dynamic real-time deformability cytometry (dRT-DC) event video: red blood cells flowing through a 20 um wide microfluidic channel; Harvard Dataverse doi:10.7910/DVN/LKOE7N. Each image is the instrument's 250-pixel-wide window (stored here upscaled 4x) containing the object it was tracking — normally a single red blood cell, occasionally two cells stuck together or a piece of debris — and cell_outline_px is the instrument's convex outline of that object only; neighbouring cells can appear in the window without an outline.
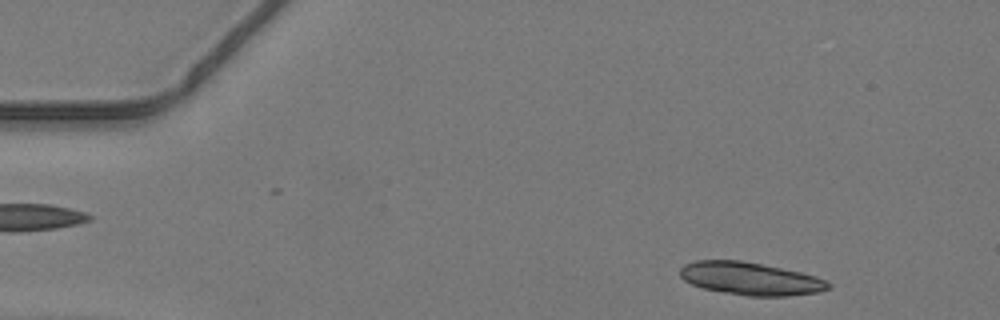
{"species": "common noctule bat (a hibernating species)", "species_latin": "Nyctalus noctula", "temperature_condition": "warm", "stored_images_in_passage": 43, "segment_of_instrument_passage": [1, 2], "camera_frame_rate_fps": 3000, "um_per_image_px": 0.085, "animal": {"sex": "male", "body_mass_g": 19.2, "forearm_length_mm": 51.8}, "frame": {"image": 1, "passage_image": 1, "time_ms": 0.0, "image_size_px": [1000, 320], "cell_outline_px": [[832, 284], [828, 288], [820, 292], [788, 296], [748, 296], [724, 292], [704, 288], [692, 284], [684, 280], [680, 276], [680, 268], [684, 264], [696, 260], [740, 260], [800, 272], [816, 276]], "centroid_in_image_um": [63.77, 23.68], "position_along_channel_um": 21.2, "area_um2": 28.15}}